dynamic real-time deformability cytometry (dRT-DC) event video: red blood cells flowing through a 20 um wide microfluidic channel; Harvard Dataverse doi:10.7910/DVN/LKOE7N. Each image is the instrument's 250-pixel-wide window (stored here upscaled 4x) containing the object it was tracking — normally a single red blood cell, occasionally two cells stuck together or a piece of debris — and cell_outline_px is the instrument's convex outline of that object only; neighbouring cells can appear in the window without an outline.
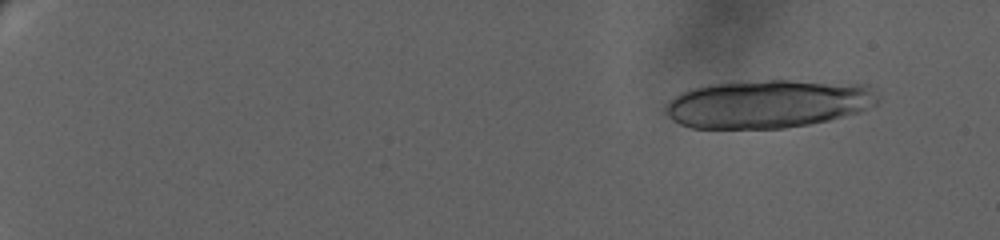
{"species": "human", "species_latin": "Homo sapiens", "temperature_condition": "warm", "stored_images_in_passage": 18, "camera_frame_rate_fps": 3000, "um_per_image_px": 0.085, "donor": {"sex": "female"}, "frame": {"image": 1, "passage_image": 6, "time_ms": 2.333, "image_size_px": [1000, 240], "cell_outline_px": [[876, 104], [860, 112], [828, 120], [808, 124], [784, 128], [692, 128], [680, 124], [672, 120], [664, 112], [664, 104], [668, 100], [680, 92], [692, 88], [708, 84], [768, 80], [788, 80], [868, 84], [872, 88], [876, 100]], "centroid_in_image_um": [65.23, 8.82], "position_along_channel_um": 19.8, "area_um2": 59.82}}